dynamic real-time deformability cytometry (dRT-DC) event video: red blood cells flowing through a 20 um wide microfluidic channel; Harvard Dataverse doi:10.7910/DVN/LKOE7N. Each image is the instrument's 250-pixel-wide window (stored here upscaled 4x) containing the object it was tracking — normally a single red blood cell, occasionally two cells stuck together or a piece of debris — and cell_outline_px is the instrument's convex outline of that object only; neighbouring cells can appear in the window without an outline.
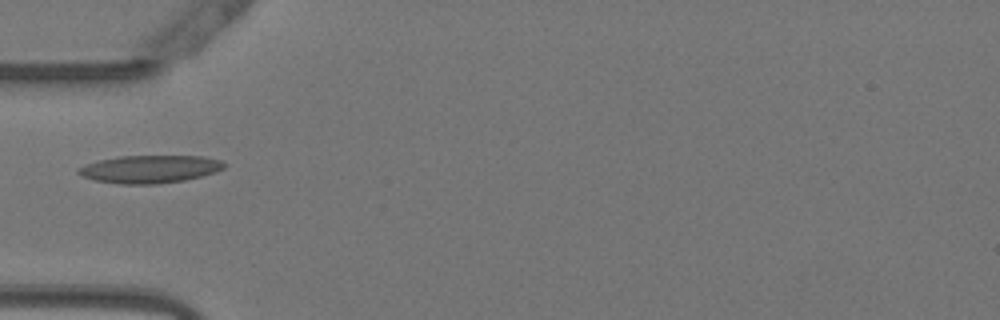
{"species": "Egyptian fruit bat (a non-hibernating species)", "species_latin": "Rousettus aegyptiacus", "temperature_condition": "warm", "stored_images_in_passage": 37, "camera_frame_rate_fps": 3000, "um_per_image_px": 0.085, "animal": {"sex": "female"}, "frame": {"image": 1, "passage_image": 1, "time_ms": 0.0, "image_size_px": [1000, 320], "cell_outline_px": [[224, 168], [216, 172], [184, 180], [156, 184], [120, 184], [96, 180], [84, 176], [76, 172], [80, 168], [88, 164], [100, 160], [120, 156], [200, 156], [220, 160], [224, 164]], "centroid_in_image_um": [12.76, 14.37], "position_along_channel_um": 72.2, "area_um2": 23.18}}
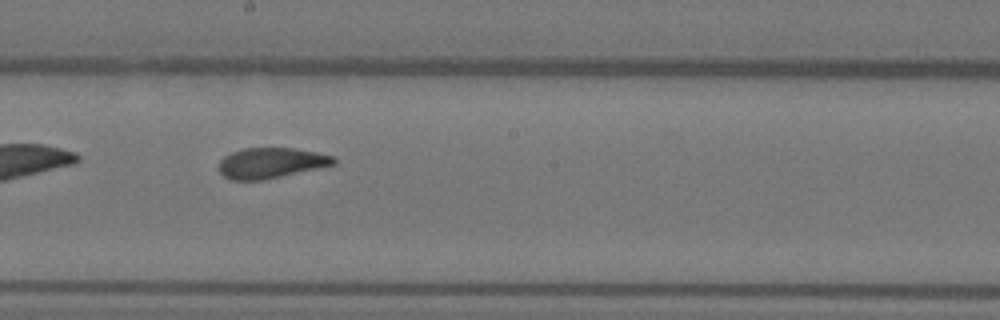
{"frame": {"image": 2, "passage_image": 13, "time_ms": 4.0, "image_size_px": [1000, 320], "cell_outline_px": [[336, 164], [264, 180], [232, 180], [224, 176], [220, 172], [220, 160], [224, 156], [232, 152], [244, 148], [292, 148], [316, 152], [336, 156]], "centroid_in_image_um": [23.05, 13.85], "position_along_channel_um": 225.1, "area_um2": 20.35}}
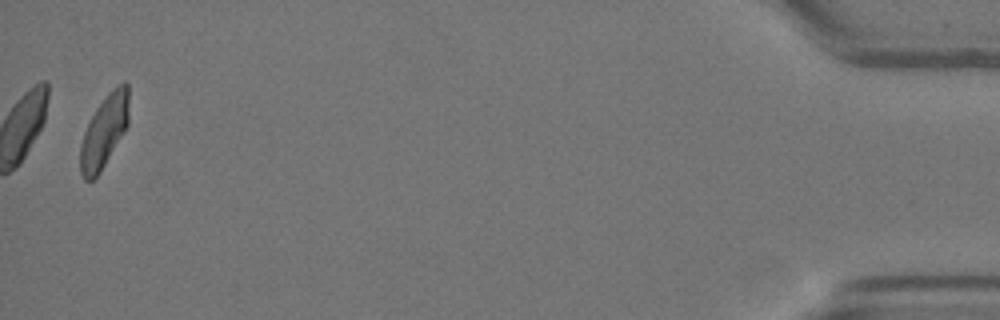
{"frame": {"image": 3, "passage_image": 36, "time_ms": 11.667, "image_size_px": [1000, 320], "cell_outline_px": [[128, 124], [100, 172], [92, 180], [84, 180], [80, 172], [80, 148], [84, 132], [96, 108], [108, 92], [112, 88], [124, 80], [128, 84]], "centroid_in_image_um": [8.85, 11.13], "position_along_channel_um": 426.3, "area_um2": 20.23}}